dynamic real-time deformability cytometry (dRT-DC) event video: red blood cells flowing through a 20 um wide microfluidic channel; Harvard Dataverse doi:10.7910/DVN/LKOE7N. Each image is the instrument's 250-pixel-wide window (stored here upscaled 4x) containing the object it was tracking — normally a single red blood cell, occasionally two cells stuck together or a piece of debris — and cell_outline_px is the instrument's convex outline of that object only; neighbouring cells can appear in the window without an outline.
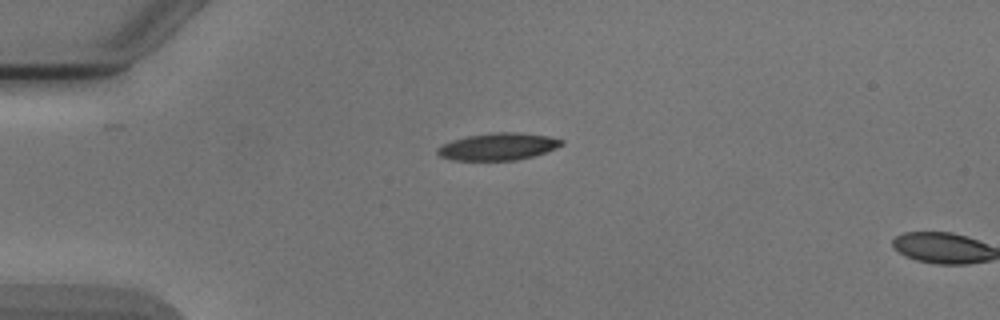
{"species": "Egyptian fruit bat (a non-hibernating species)", "species_latin": "Rousettus aegyptiacus", "temperature_condition": "cold", "stored_images_in_passage": 2, "camera_frame_rate_fps": 3000, "um_per_image_px": 0.085, "animal": {"sex": "male"}, "frame": {"image": 1, "passage_image": 1, "time_ms": 0.0, "image_size_px": [1000, 320], "cell_outline_px": [[564, 144], [556, 148], [532, 156], [516, 160], [452, 160], [440, 156], [436, 152], [436, 148], [452, 140], [468, 136], [492, 132], [520, 132], [548, 136], [564, 140]], "centroid_in_image_um": [42.34, 12.45], "position_along_channel_um": 42.7, "area_um2": 19.59}}